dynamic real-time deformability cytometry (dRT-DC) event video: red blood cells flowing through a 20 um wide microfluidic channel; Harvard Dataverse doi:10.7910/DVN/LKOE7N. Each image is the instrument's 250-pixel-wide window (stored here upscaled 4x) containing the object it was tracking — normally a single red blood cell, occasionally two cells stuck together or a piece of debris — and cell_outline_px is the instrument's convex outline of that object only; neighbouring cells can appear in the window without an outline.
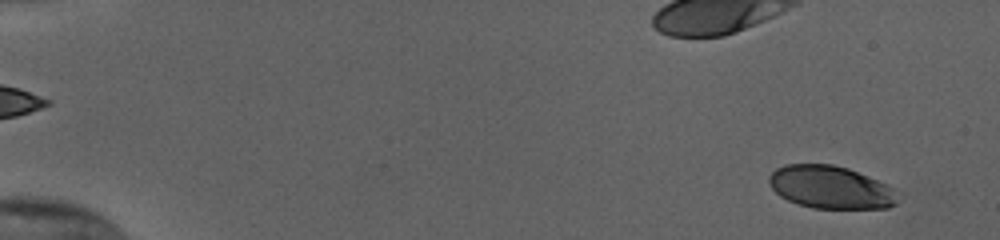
{"species": "human", "species_latin": "Homo sapiens", "temperature_condition": "cold", "stored_images_in_passage": 54, "camera_frame_rate_fps": 3000, "um_per_image_px": 0.085, "donor": {"sex": "female"}, "frame": {"image": 1, "passage_image": 3, "time_ms": 0.667, "image_size_px": [1000, 240], "cell_outline_px": [[900, 192], [896, 204], [888, 208], [812, 208], [788, 200], [780, 196], [772, 188], [768, 180], [768, 176], [776, 168], [784, 164], [832, 164], [848, 168], [888, 184], [896, 188]], "centroid_in_image_um": [70.64, 15.91], "position_along_channel_um": 14.4, "area_um2": 32.37}}
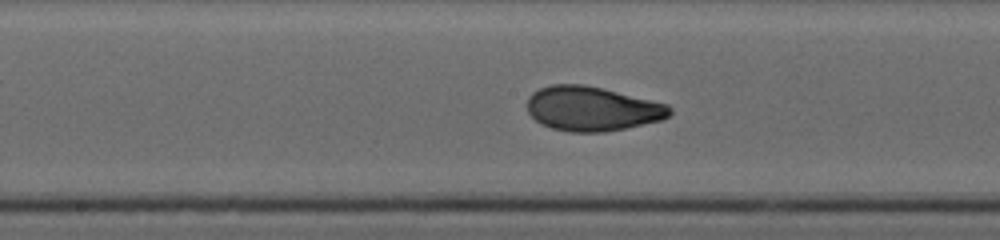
{"frame": {"image": 2, "passage_image": 30, "time_ms": 9.667, "image_size_px": [1000, 240], "cell_outline_px": [[672, 112], [668, 116], [660, 120], [624, 128], [604, 132], [568, 132], [552, 128], [540, 124], [528, 112], [528, 96], [532, 92], [540, 88], [552, 84], [584, 84], [652, 100], [668, 104], [672, 108]], "centroid_in_image_um": [50.31, 9.24], "position_along_channel_um": 197.9, "area_um2": 36.82}}
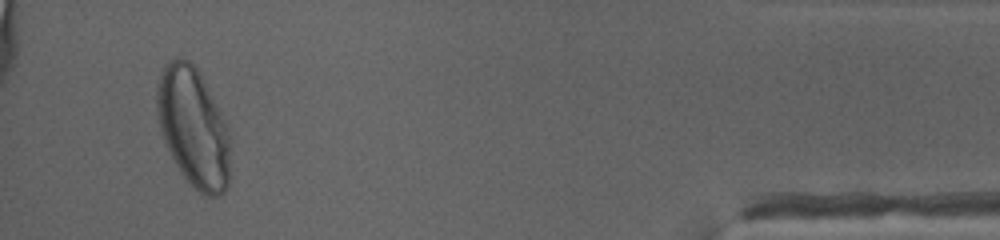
{"frame": {"image": 3, "passage_image": 52, "time_ms": 17.0, "image_size_px": [1000, 240], "cell_outline_px": [[228, 188], [220, 196], [208, 196], [200, 192], [184, 176], [176, 164], [164, 140], [160, 128], [156, 112], [156, 84], [160, 72], [164, 64], [176, 56], [180, 56], [188, 60], [200, 72], [224, 120], [228, 132]], "centroid_in_image_um": [16.39, 10.76], "position_along_channel_um": 418.8, "area_um2": 50.52}, "authors_computed_cell_mechanics": {"area_um2": 36.3562, "velocity_mm_per_s": 3.8152, "shape_relaxation_time_tau1_ms": 3.779, "shape_relaxation_time_tau2_ms": 0.9315, "deformation_change_tau1": 0.1847, "deformation_change_tau2": 0.0553}}